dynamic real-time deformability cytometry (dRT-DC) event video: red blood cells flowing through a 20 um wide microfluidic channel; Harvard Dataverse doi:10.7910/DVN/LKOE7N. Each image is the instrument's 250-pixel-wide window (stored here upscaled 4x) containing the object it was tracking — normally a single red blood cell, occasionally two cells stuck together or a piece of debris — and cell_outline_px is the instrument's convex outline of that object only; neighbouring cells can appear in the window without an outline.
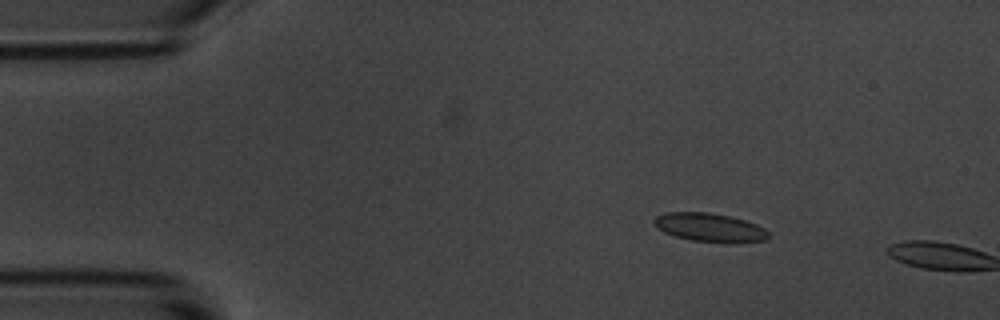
{"species": "common noctule bat (a hibernating species)", "species_latin": "Nyctalus noctula", "temperature_condition": "room temperature", "stored_images_in_passage": 3, "camera_frame_rate_fps": 3000, "um_per_image_px": 0.085, "animal": {"sex": "male", "body_mass_g": 20.1, "forearm_length_mm": 53.5}, "frame": {"image": 1, "passage_image": 2, "time_ms": 1.333, "image_size_px": [1000, 320], "cell_outline_px": [[768, 236], [764, 240], [728, 244], [692, 240], [676, 236], [664, 232], [656, 228], [652, 220], [656, 216], [668, 212], [708, 212], [728, 216], [744, 220], [756, 224], [764, 228], [768, 232]], "centroid_in_image_um": [60.31, 19.34], "position_along_channel_um": 24.7, "area_um2": 19.13}}